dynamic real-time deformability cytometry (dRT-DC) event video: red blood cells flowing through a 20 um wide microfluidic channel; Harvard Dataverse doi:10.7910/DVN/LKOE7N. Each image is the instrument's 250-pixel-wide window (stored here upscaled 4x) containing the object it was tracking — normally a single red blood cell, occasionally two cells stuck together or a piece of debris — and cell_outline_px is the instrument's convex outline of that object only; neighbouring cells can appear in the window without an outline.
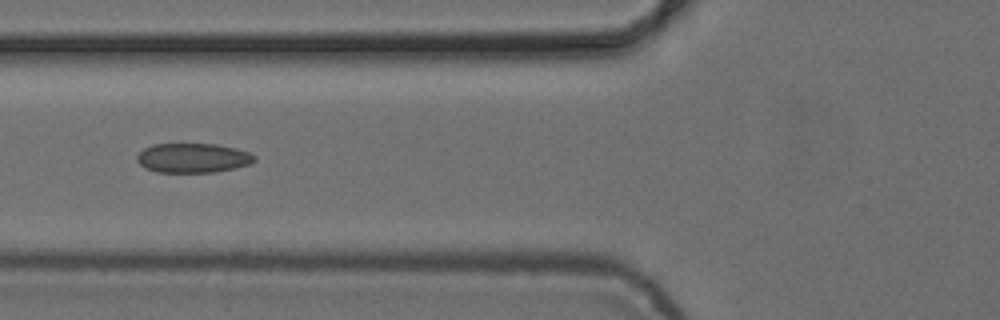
{"species": "common noctule bat (a hibernating species)", "species_latin": "Nyctalus noctula", "temperature_condition": "cold", "stored_images_in_passage": 8, "camera_frame_rate_fps": 3000, "um_per_image_px": 0.085, "animal": {"sex": "female", "body_mass_g": 24.6, "forearm_length_mm": 56.2}, "frame": {"image": 1, "passage_image": 4, "time_ms": 4.667, "image_size_px": [1000, 320], "cell_outline_px": [[256, 160], [252, 164], [236, 168], [212, 172], [156, 172], [144, 168], [136, 160], [136, 156], [144, 148], [152, 144], [216, 144], [236, 148], [248, 152], [256, 156]], "centroid_in_image_um": [16.4, 13.43], "position_along_channel_um": 109.4, "area_um2": 20.35}}
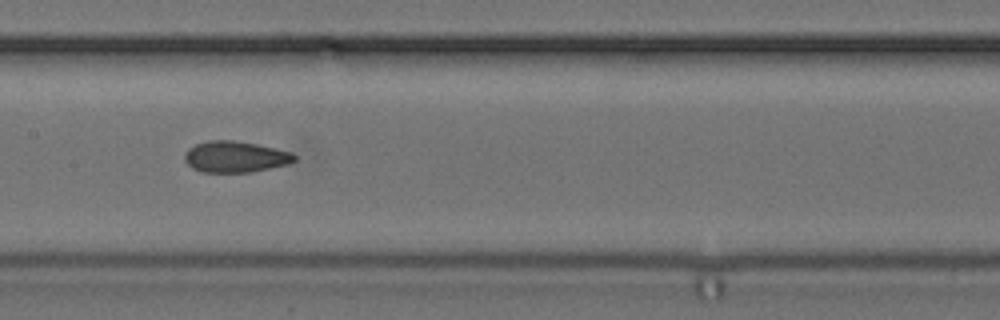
{"frame": {"image": 2, "passage_image": 6, "time_ms": 6.667, "image_size_px": [1000, 320], "cell_outline_px": [[296, 160], [288, 164], [252, 172], [200, 172], [192, 168], [184, 160], [184, 152], [188, 148], [196, 144], [208, 140], [232, 140], [256, 144], [276, 148], [292, 152], [296, 156]], "centroid_in_image_um": [19.98, 13.33], "position_along_channel_um": 187.4, "area_um2": 20.11}}
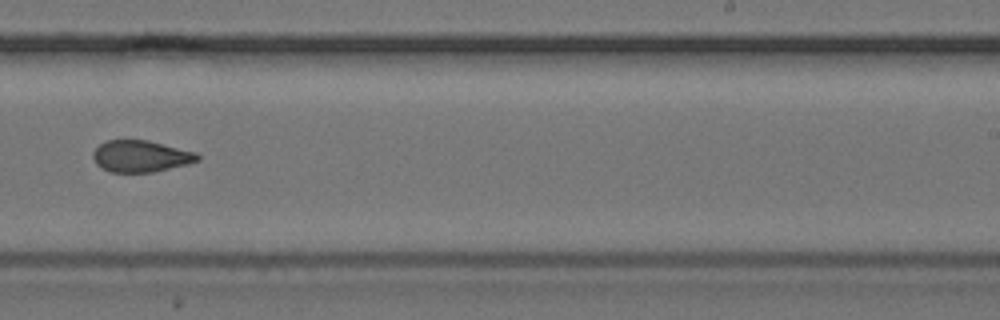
{"frame": {"image": 3, "passage_image": 8, "time_ms": 9.0, "image_size_px": [1000, 320], "cell_outline_px": [[200, 160], [188, 164], [152, 172], [112, 172], [96, 164], [92, 156], [92, 152], [104, 140], [148, 140], [196, 152], [200, 156]], "centroid_in_image_um": [11.97, 13.27], "position_along_channel_um": 277.0, "area_um2": 19.25}}